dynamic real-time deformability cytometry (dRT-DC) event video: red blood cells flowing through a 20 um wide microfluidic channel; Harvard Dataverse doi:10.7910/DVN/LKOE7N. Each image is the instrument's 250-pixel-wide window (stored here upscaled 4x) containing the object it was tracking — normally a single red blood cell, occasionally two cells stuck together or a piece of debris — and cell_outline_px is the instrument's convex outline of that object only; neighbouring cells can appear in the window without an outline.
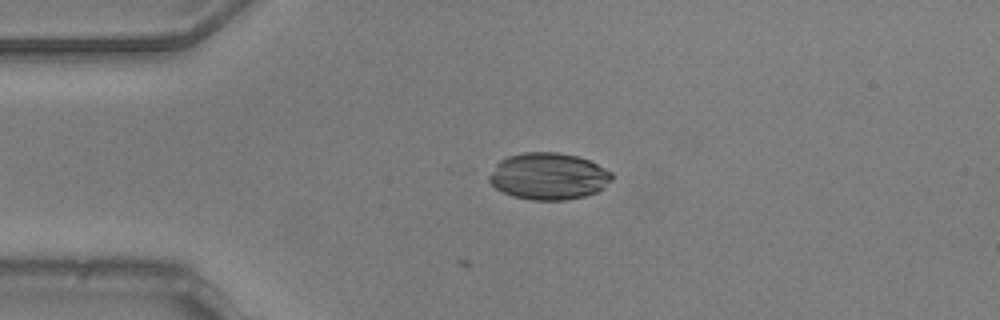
{"species": "common noctule bat (a hibernating species)", "species_latin": "Nyctalus noctula", "temperature_condition": "warm", "stored_images_in_passage": 13, "camera_frame_rate_fps": 3000, "um_per_image_px": 0.085, "animal": {"sex": "male", "body_mass_g": 20.5, "forearm_length_mm": 52.5}, "frame": {"image": 1, "passage_image": 13, "time_ms": 4.0, "image_size_px": [1000, 320], "cell_outline_px": [[612, 180], [604, 188], [596, 192], [584, 196], [564, 200], [532, 200], [512, 196], [496, 188], [488, 180], [488, 172], [500, 160], [508, 156], [524, 152], [556, 152], [576, 156], [588, 160], [612, 172]], "centroid_in_image_um": [46.6, 14.98], "position_along_channel_um": 38.4, "area_um2": 33.52}}